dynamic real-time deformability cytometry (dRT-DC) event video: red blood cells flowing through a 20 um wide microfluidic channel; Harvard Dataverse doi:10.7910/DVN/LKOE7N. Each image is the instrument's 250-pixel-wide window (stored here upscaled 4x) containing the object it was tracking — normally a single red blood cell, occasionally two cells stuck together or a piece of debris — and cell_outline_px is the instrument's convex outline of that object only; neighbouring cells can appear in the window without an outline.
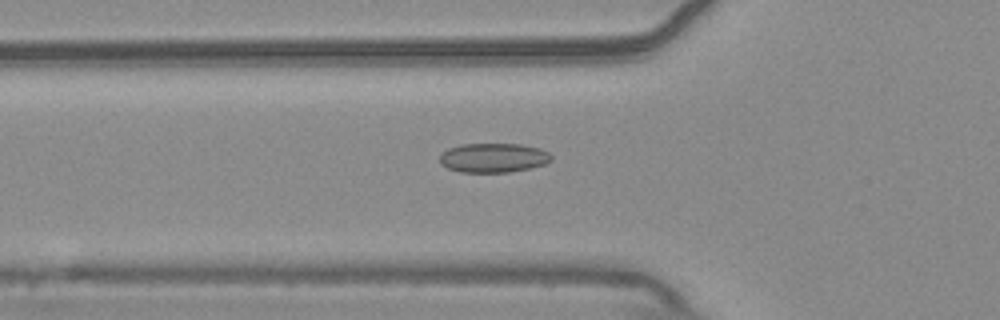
{"species": "common noctule bat (a hibernating species)", "species_latin": "Nyctalus noctula", "temperature_condition": "warm", "stored_images_in_passage": 36, "camera_frame_rate_fps": 3000, "um_per_image_px": 0.085, "animal": {"sex": "male", "body_mass_g": 20.4}, "frame": {"image": 1, "passage_image": 2, "time_ms": 0.333, "image_size_px": [1000, 320], "cell_outline_px": [[552, 160], [544, 164], [528, 168], [508, 172], [460, 172], [448, 168], [440, 164], [440, 152], [448, 148], [460, 144], [520, 144], [540, 148], [548, 152], [552, 156]], "centroid_in_image_um": [41.9, 13.4], "position_along_channel_um": 83.9, "area_um2": 19.13}}
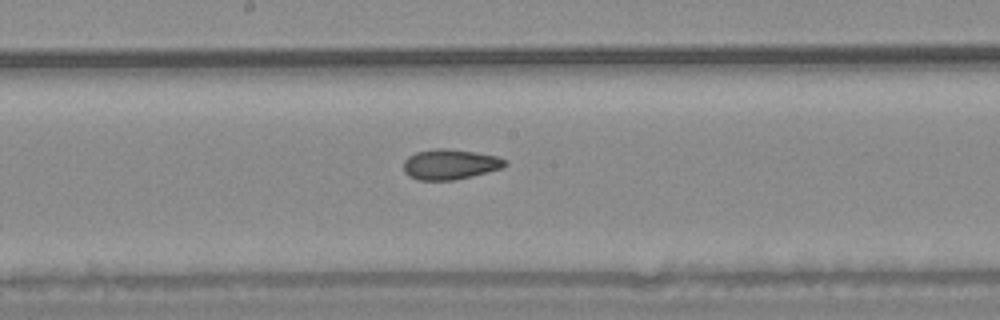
{"frame": {"image": 2, "passage_image": 12, "time_ms": 3.667, "image_size_px": [1000, 320], "cell_outline_px": [[508, 164], [500, 168], [472, 176], [452, 180], [416, 180], [408, 176], [404, 172], [404, 160], [408, 156], [416, 152], [436, 148], [448, 148], [476, 152], [496, 156], [504, 160]], "centroid_in_image_um": [38.2, 13.96], "position_along_channel_um": 210.0, "area_um2": 17.86}}
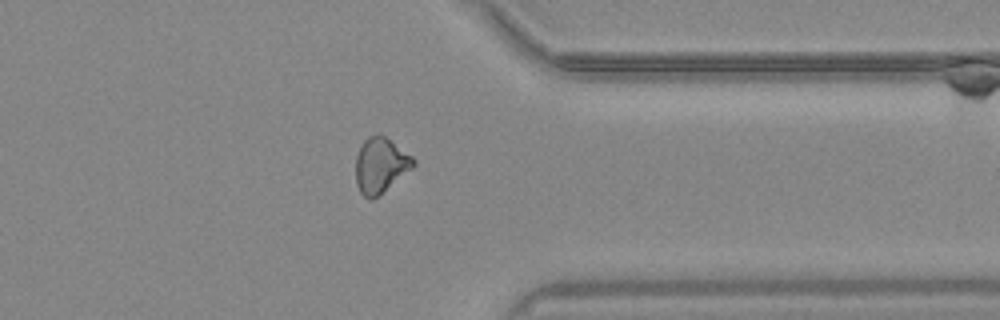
{"frame": {"image": 3, "passage_image": 26, "time_ms": 8.333, "image_size_px": [1000, 320], "cell_outline_px": [[416, 164], [412, 168], [372, 200], [368, 200], [360, 192], [356, 184], [356, 156], [364, 140], [368, 136], [384, 136], [412, 156], [416, 160]], "centroid_in_image_um": [32.33, 14.07], "position_along_channel_um": 379.1, "area_um2": 18.15}}